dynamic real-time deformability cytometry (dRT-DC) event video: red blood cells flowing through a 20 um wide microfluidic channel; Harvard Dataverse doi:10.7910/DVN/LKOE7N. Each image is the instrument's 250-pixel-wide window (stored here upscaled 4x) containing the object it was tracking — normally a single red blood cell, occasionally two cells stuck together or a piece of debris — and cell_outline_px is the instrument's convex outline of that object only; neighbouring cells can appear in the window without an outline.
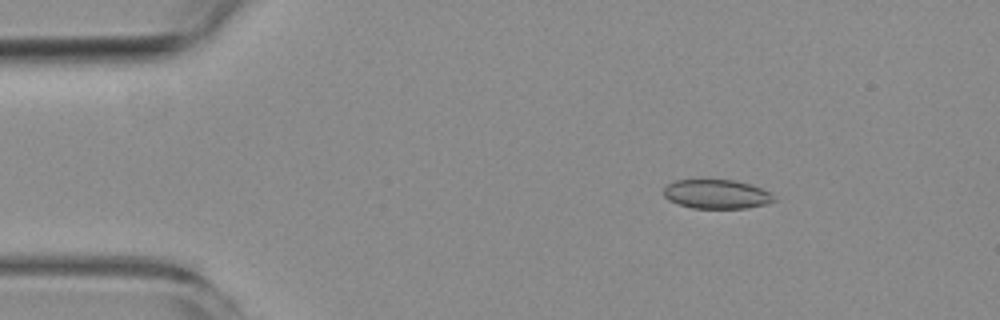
{"species": "common noctule bat (a hibernating species)", "species_latin": "Nyctalus noctula", "temperature_condition": "room temperature", "stored_images_in_passage": 6, "segment_of_instrument_passage": [1, 2], "camera_frame_rate_fps": 3000, "um_per_image_px": 0.085, "animal": {"sex": "female", "body_mass_g": 19.3, "forearm_length_mm": 54.1}, "frame": {"image": 1, "passage_image": 3, "time_ms": 2.333, "image_size_px": [1000, 320], "cell_outline_px": [[776, 200], [768, 204], [748, 208], [692, 208], [668, 200], [664, 196], [664, 188], [668, 184], [676, 180], [736, 180], [772, 192]], "centroid_in_image_um": [60.94, 16.51], "position_along_channel_um": 24.1, "area_um2": 18.73}}